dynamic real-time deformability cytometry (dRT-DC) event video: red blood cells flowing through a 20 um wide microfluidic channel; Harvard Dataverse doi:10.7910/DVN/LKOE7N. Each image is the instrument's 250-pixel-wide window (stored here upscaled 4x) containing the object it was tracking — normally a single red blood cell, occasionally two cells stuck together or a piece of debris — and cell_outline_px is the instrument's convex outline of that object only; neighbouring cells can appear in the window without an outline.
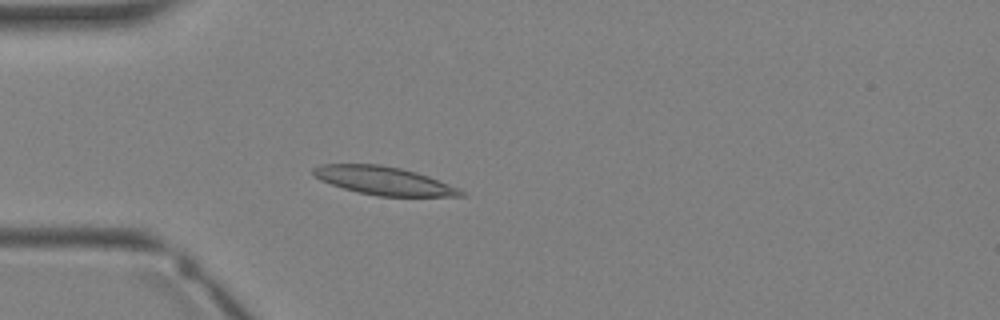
{"species": "Egyptian fruit bat (a non-hibernating species)", "species_latin": "Rousettus aegyptiacus", "temperature_condition": "warm", "stored_images_in_passage": 3, "camera_frame_rate_fps": 3000, "um_per_image_px": 0.085, "animal": {"sex": "female"}, "frame": {"image": 1, "passage_image": 3, "time_ms": 3.333, "image_size_px": [1000, 320], "cell_outline_px": [[468, 196], [376, 196], [344, 188], [320, 180], [312, 172], [312, 168], [320, 164], [380, 164], [400, 168], [416, 172], [428, 176], [460, 188]], "centroid_in_image_um": [32.64, 15.36], "position_along_channel_um": 52.4, "area_um2": 24.16}}